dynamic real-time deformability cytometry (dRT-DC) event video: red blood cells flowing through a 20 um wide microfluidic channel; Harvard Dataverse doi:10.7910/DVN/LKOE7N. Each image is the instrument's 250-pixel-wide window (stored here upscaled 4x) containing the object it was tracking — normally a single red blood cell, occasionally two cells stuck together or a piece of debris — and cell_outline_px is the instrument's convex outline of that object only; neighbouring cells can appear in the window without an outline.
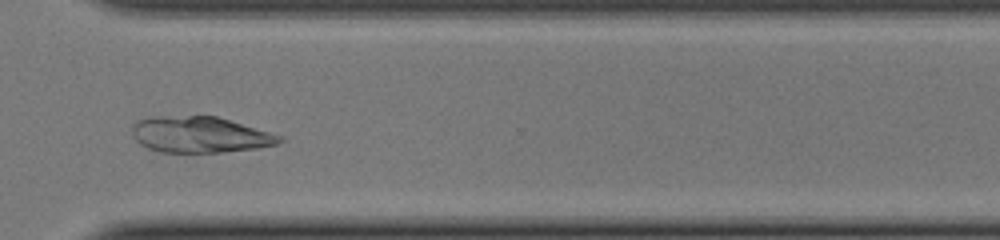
{"species": "common noctule bat (a hibernating species)", "species_latin": "Nyctalus noctula", "temperature_condition": "cold", "stored_images_in_passage": 41, "camera_frame_rate_fps": 3000, "um_per_image_px": 0.085, "animal": {"sex": "female", "body_mass_g": 22.0, "forearm_length_mm": 56.7}, "frame": {"image": 1, "passage_image": 29, "time_ms": 9.333, "image_size_px": [1000, 240], "cell_outline_px": [[284, 140], [276, 144], [256, 148], [224, 152], [160, 152], [148, 148], [140, 144], [136, 140], [132, 132], [132, 128], [140, 120], [152, 116], [216, 116], [284, 136]], "centroid_in_image_um": [17.02, 11.45], "position_along_channel_um": 353.6, "area_um2": 30.81}}
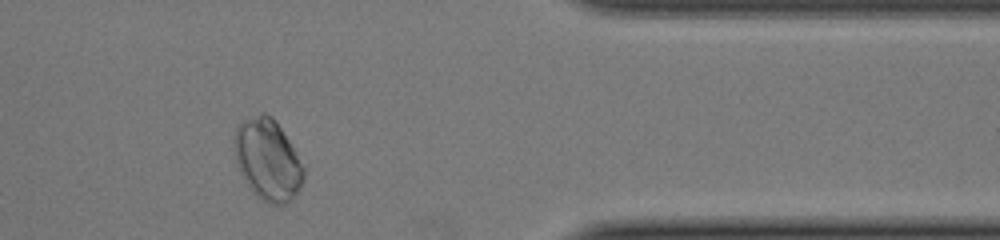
{"frame": {"image": 2, "passage_image": 33, "time_ms": 10.667, "image_size_px": [1000, 240], "cell_outline_px": [[304, 180], [296, 192], [284, 204], [268, 204], [260, 200], [256, 196], [240, 172], [236, 160], [236, 128], [244, 120], [264, 112], [272, 116], [288, 140], [304, 168]], "centroid_in_image_um": [22.76, 13.59], "position_along_channel_um": 388.6, "area_um2": 31.85}}